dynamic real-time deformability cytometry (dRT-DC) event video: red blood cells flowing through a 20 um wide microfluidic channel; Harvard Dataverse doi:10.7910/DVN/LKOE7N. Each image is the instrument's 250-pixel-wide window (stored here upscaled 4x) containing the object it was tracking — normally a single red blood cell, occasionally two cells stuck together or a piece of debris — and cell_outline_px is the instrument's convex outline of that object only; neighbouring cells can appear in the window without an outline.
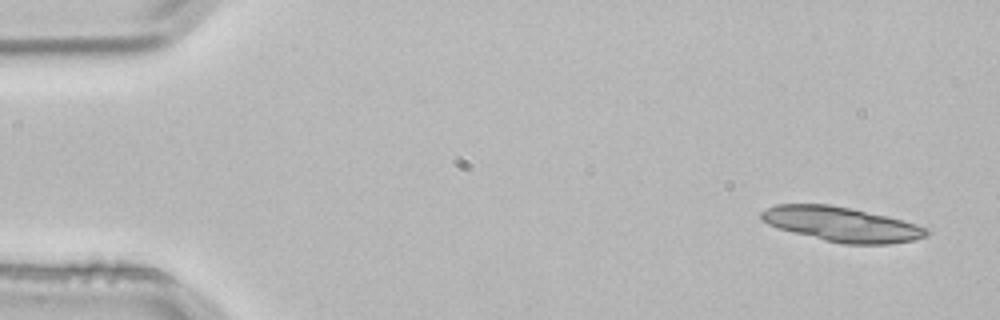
{"species": "common noctule bat (a hibernating species)", "species_latin": "Nyctalus noctula", "temperature_condition": "room temperature", "stored_images_in_passage": 4, "camera_frame_rate_fps": 3000, "um_per_image_px": 0.085, "animal": {"sex": "male", "body_mass_g": 21.5, "forearm_length_mm": 52.0}, "frame": {"image": 1, "passage_image": 1, "time_ms": 0.0, "image_size_px": [1000, 320], "cell_outline_px": [[932, 232], [928, 236], [912, 240], [888, 244], [844, 244], [824, 240], [792, 232], [768, 224], [760, 220], [760, 212], [776, 204], [828, 204], [852, 208], [888, 216], [904, 220], [928, 228]], "centroid_in_image_um": [71.57, 19.06], "position_along_channel_um": 13.4, "area_um2": 33.47}}
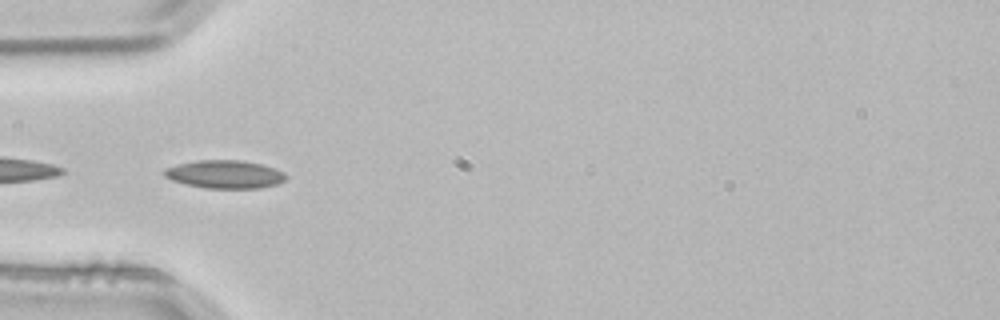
{"frame": {"image": 2, "passage_image": 4, "time_ms": 1.0, "image_size_px": [1000, 320], "cell_outline_px": [[288, 176], [284, 180], [276, 184], [260, 188], [204, 188], [172, 180], [164, 176], [160, 172], [164, 168], [176, 164], [196, 160], [240, 160], [264, 164], [276, 168], [284, 172]], "centroid_in_image_um": [19.09, 14.8], "position_along_channel_um": 65.9, "area_um2": 20.17}}